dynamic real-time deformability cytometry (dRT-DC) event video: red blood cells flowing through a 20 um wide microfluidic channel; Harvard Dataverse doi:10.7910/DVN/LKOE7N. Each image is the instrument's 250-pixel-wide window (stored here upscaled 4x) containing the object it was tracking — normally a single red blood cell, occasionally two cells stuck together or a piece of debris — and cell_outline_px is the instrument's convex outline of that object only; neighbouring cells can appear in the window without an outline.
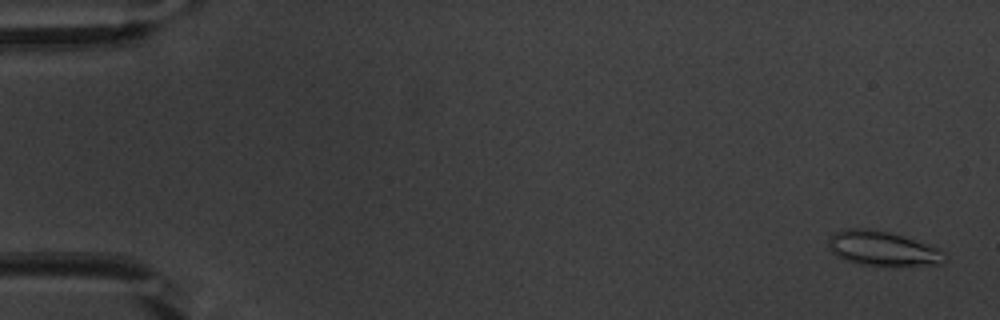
{"species": "common noctule bat (a hibernating species)", "species_latin": "Nyctalus noctula", "temperature_condition": "warm", "stored_images_in_passage": 53, "camera_frame_rate_fps": 3000, "um_per_image_px": 0.085, "animal": {"sex": "male", "body_mass_g": 20.1, "forearm_length_mm": 53.5}, "frame": {"image": 1, "passage_image": 2, "time_ms": 0.333, "image_size_px": [1000, 320], "cell_outline_px": [[948, 260], [940, 264], [860, 264], [844, 260], [832, 252], [828, 248], [828, 236], [836, 232], [848, 228], [868, 228], [888, 232], [940, 248], [948, 256]], "centroid_in_image_um": [75.0, 21.1], "position_along_channel_um": 10.0, "area_um2": 23.06}}
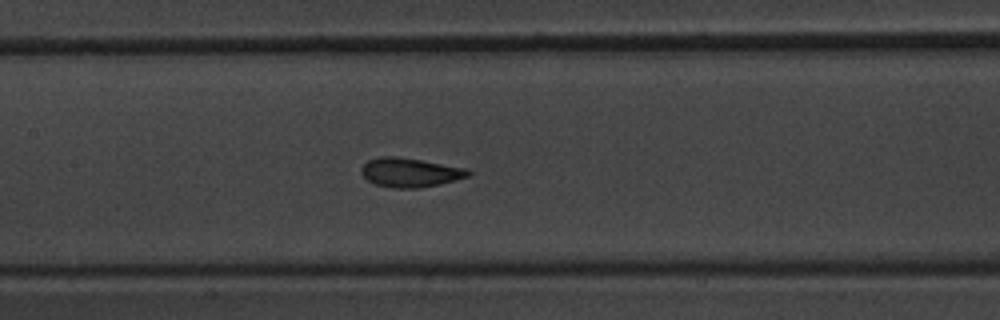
{"frame": {"image": 2, "passage_image": 26, "time_ms": 8.333, "image_size_px": [1000, 320], "cell_outline_px": [[472, 172], [468, 176], [456, 180], [420, 188], [392, 188], [376, 184], [368, 180], [360, 172], [360, 168], [368, 160], [380, 156], [396, 156], [468, 168]], "centroid_in_image_um": [34.85, 14.65], "position_along_channel_um": 172.5, "area_um2": 18.15}}
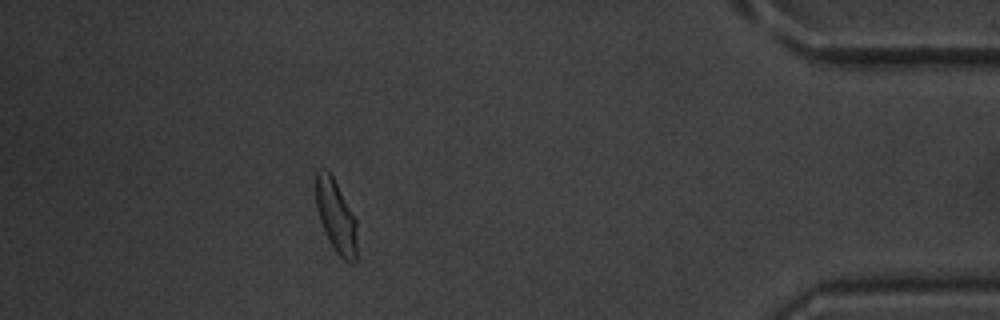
{"frame": {"image": 3, "passage_image": 48, "time_ms": 15.667, "image_size_px": [1000, 320], "cell_outline_px": [[356, 260], [352, 264], [344, 260], [336, 252], [328, 240], [320, 220], [316, 208], [316, 172], [320, 168], [324, 168], [332, 176], [356, 220]], "centroid_in_image_um": [28.55, 18.41], "position_along_channel_um": 406.7, "area_um2": 17.17}, "authors_computed_cell_mechanics": {"area_um2": 17.9758, "velocity_mm_per_s": 3.8299, "shape_relaxation_time_tau1_ms": 3.5285, "shape_relaxation_time_tau2_ms": 0.8382, "deformation_change_tau1": 0.1312, "deformation_change_tau2": 0.0531}}